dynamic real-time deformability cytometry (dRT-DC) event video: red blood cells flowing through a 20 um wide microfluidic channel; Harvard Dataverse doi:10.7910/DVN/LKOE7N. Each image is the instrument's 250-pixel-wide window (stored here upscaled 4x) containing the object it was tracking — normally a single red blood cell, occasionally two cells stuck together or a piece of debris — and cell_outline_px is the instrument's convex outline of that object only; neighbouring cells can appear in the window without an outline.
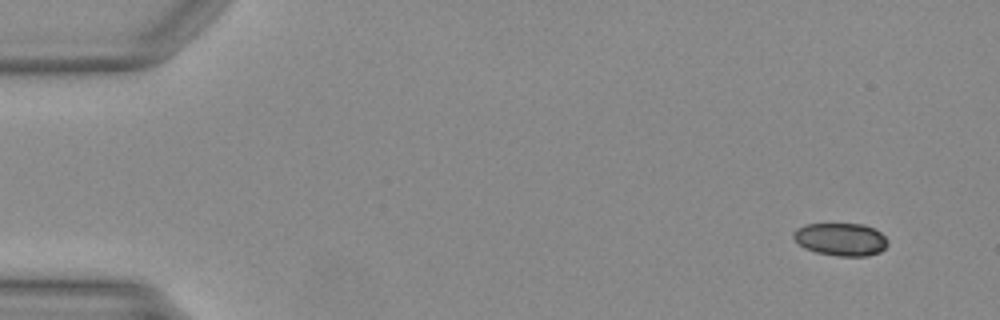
{"species": "Egyptian fruit bat (a non-hibernating species)", "species_latin": "Rousettus aegyptiacus", "temperature_condition": "warm", "stored_images_in_passage": 47, "camera_frame_rate_fps": 3000, "um_per_image_px": 0.085, "animal": {"sex": "female"}, "frame": {"image": 1, "passage_image": 1, "time_ms": 0.0, "image_size_px": [1000, 320], "cell_outline_px": [[888, 244], [880, 252], [868, 256], [840, 256], [816, 252], [804, 248], [792, 236], [792, 232], [796, 228], [804, 224], [864, 224], [880, 232], [888, 240]], "centroid_in_image_um": [71.46, 20.34], "position_along_channel_um": 13.5, "area_um2": 18.03}}
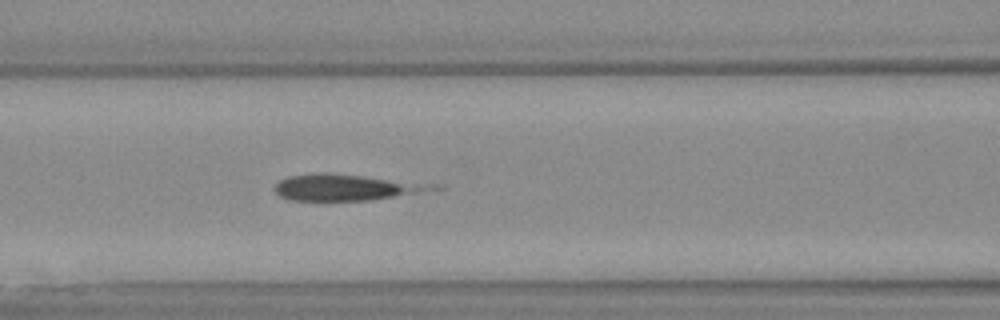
{"frame": {"image": 2, "passage_image": 19, "time_ms": 6.0, "image_size_px": [1000, 320], "cell_outline_px": [[444, 188], [368, 200], [288, 200], [280, 196], [272, 188], [280, 180], [288, 176], [316, 172], [324, 172], [436, 184]], "centroid_in_image_um": [29.33, 15.92], "position_along_channel_um": 137.3, "area_um2": 23.81}}
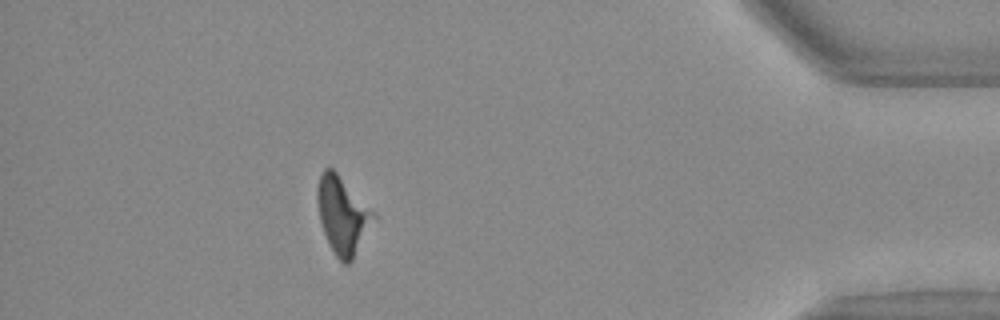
{"frame": {"image": 3, "passage_image": 42, "time_ms": 13.667, "image_size_px": [1000, 320], "cell_outline_px": [[376, 216], [352, 260], [348, 264], [344, 264], [336, 256], [324, 232], [320, 220], [316, 196], [320, 176], [324, 168], [332, 168], [376, 212]], "centroid_in_image_um": [29.13, 18.27], "position_along_channel_um": 406.1, "area_um2": 24.74}}